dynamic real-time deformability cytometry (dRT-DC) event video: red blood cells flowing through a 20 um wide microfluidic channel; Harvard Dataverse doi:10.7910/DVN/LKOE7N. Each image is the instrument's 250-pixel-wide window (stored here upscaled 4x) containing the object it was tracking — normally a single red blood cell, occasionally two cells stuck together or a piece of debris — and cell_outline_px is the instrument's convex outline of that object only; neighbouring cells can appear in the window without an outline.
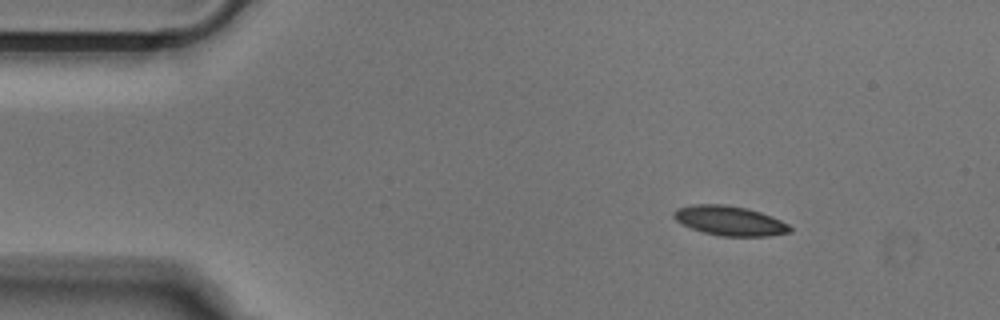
{"species": "Egyptian fruit bat (a non-hibernating species)", "species_latin": "Rousettus aegyptiacus", "temperature_condition": "cold", "stored_images_in_passage": 47, "segment_of_instrument_passage": [1, 2], "camera_frame_rate_fps": 3000, "um_per_image_px": 0.085, "animal": {"sex": "male"}, "frame": {"image": 1, "passage_image": 1, "time_ms": 0.0, "image_size_px": [1000, 320], "cell_outline_px": [[792, 232], [768, 236], [720, 236], [704, 232], [692, 228], [676, 220], [672, 216], [672, 212], [676, 208], [692, 204], [724, 204], [748, 208], [772, 216], [788, 224], [792, 228]], "centroid_in_image_um": [62.02, 18.75], "position_along_channel_um": 23.0, "area_um2": 20.11}}
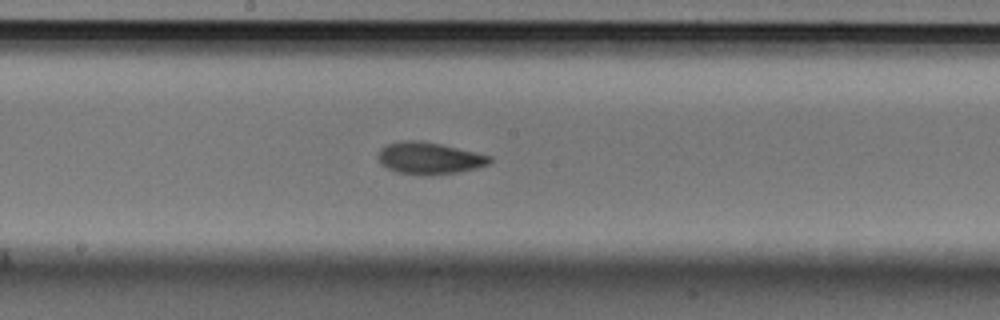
{"frame": {"image": 2, "passage_image": 21, "time_ms": 6.667, "image_size_px": [1000, 320], "cell_outline_px": [[492, 160], [488, 164], [476, 168], [456, 172], [432, 176], [420, 176], [396, 172], [380, 164], [376, 156], [380, 148], [384, 144], [400, 140], [420, 140], [440, 144], [476, 152], [492, 156]], "centroid_in_image_um": [36.42, 13.45], "position_along_channel_um": 211.8, "area_um2": 21.21}}
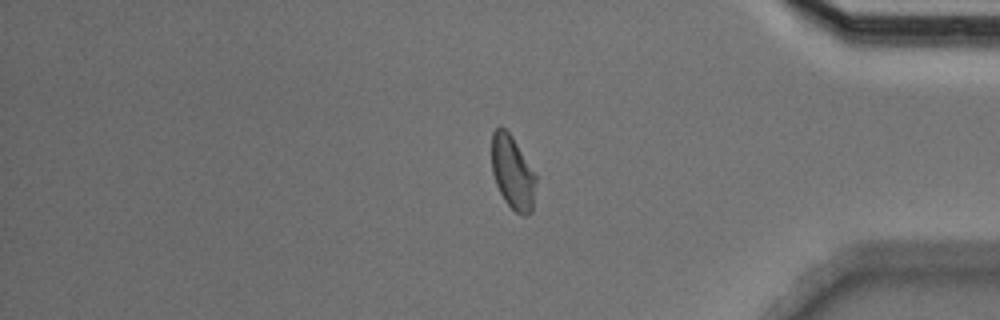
{"frame": {"image": 3, "passage_image": 37, "time_ms": 12.0, "image_size_px": [1000, 320], "cell_outline_px": [[536, 180], [532, 212], [524, 216], [516, 212], [504, 200], [496, 184], [492, 172], [492, 132], [496, 128], [504, 128], [512, 136], [536, 172]], "centroid_in_image_um": [43.59, 14.66], "position_along_channel_um": 391.6, "area_um2": 19.02}}